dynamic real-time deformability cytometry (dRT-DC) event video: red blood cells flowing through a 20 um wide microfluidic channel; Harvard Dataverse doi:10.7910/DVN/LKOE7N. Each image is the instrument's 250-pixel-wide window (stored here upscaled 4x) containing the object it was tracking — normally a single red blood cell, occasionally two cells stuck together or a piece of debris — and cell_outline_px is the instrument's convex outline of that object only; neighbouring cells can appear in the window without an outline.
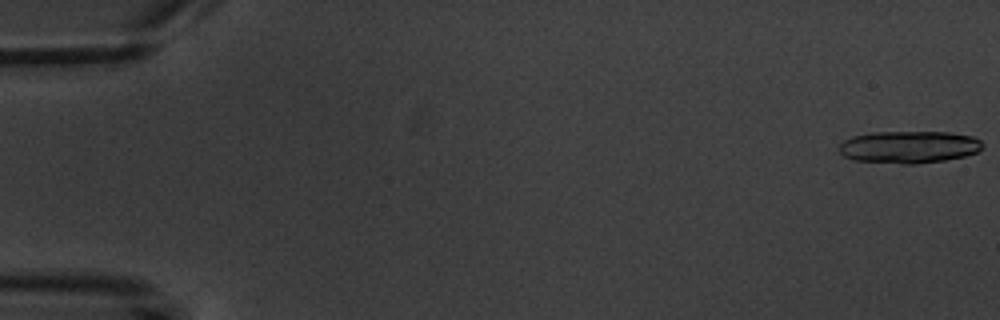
{"species": "common noctule bat (a hibernating species)", "species_latin": "Nyctalus noctula", "temperature_condition": "warm", "stored_images_in_passage": 7, "camera_frame_rate_fps": 3000, "um_per_image_px": 0.085, "animal": {"sex": "male", "body_mass_g": 20.1, "forearm_length_mm": 53.5}, "frame": {"image": 1, "passage_image": 1, "time_ms": 0.0, "image_size_px": [1000, 320], "cell_outline_px": [[984, 148], [976, 152], [964, 156], [944, 160], [916, 164], [900, 164], [856, 160], [844, 156], [840, 152], [840, 144], [844, 140], [852, 136], [872, 132], [948, 132], [972, 136], [980, 140], [984, 144]], "centroid_in_image_um": [77.28, 12.49], "position_along_channel_um": 7.7, "area_um2": 26.99}}
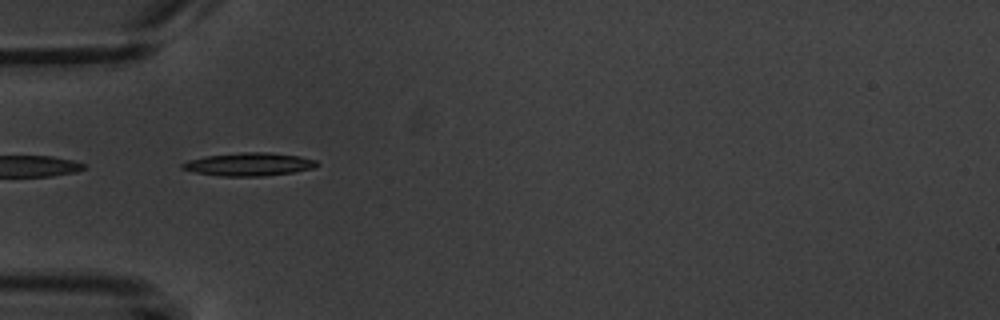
{"frame": {"image": 2, "passage_image": 6, "time_ms": 6.0, "image_size_px": [1000, 320], "cell_outline_px": [[320, 164], [316, 168], [292, 172], [264, 176], [220, 176], [196, 172], [180, 168], [180, 164], [188, 160], [204, 156], [244, 152], [268, 152], [300, 156], [316, 160]], "centroid_in_image_um": [21.18, 13.96], "position_along_channel_um": 63.8, "area_um2": 18.21}}
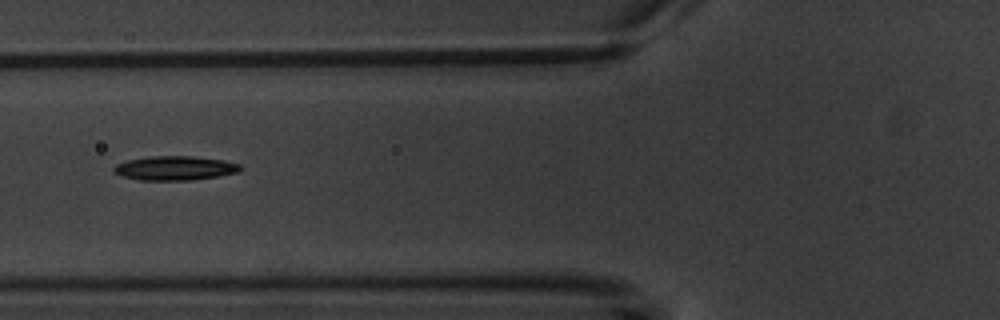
{"frame": {"image": 3, "passage_image": 7, "time_ms": 7.333, "image_size_px": [1000, 320], "cell_outline_px": [[244, 168], [240, 172], [220, 176], [188, 180], [140, 180], [120, 176], [112, 172], [112, 168], [116, 164], [128, 160], [148, 156], [192, 156], [224, 160], [240, 164]], "centroid_in_image_um": [14.87, 14.29], "position_along_channel_um": 110.9, "area_um2": 18.09}}